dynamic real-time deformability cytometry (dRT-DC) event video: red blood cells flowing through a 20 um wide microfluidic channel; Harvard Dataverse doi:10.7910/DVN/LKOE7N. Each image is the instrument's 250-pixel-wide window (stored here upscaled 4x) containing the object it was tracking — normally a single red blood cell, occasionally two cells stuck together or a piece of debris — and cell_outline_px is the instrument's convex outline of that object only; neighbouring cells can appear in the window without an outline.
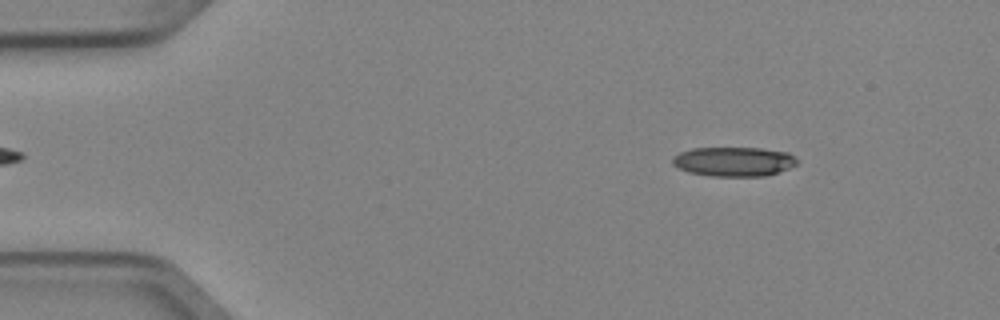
{"species": "Egyptian fruit bat (a non-hibernating species)", "species_latin": "Rousettus aegyptiacus", "temperature_condition": "cold", "stored_images_in_passage": 4, "camera_frame_rate_fps": 3000, "um_per_image_px": 0.085, "animal": {"sex": "female"}, "frame": {"image": 1, "passage_image": 1, "time_ms": 0.0, "image_size_px": [1000, 320], "cell_outline_px": [[796, 164], [788, 168], [764, 176], [712, 176], [688, 172], [676, 168], [672, 164], [672, 156], [680, 152], [692, 148], [760, 148], [788, 152], [796, 156]], "centroid_in_image_um": [62.32, 13.73], "position_along_channel_um": 22.7, "area_um2": 21.39}}
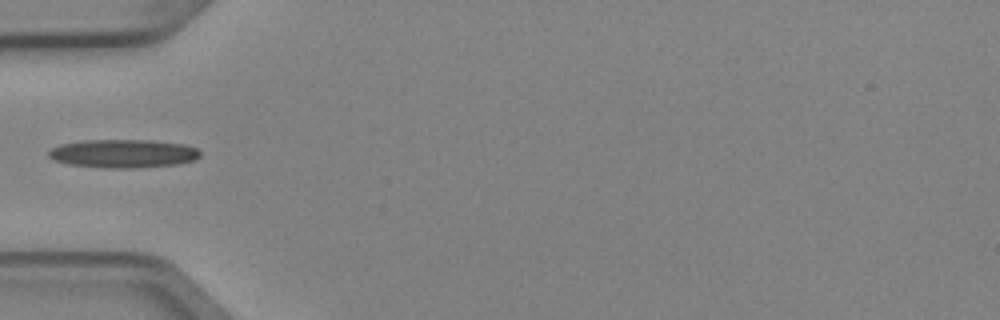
{"frame": {"image": 2, "passage_image": 4, "time_ms": 1.0, "image_size_px": [1000, 320], "cell_outline_px": [[200, 156], [192, 160], [176, 164], [128, 168], [108, 168], [68, 164], [52, 160], [48, 156], [48, 152], [52, 148], [60, 144], [84, 140], [152, 140], [184, 144], [196, 148], [200, 152]], "centroid_in_image_um": [10.43, 13.04], "position_along_channel_um": 74.6, "area_um2": 24.97}}